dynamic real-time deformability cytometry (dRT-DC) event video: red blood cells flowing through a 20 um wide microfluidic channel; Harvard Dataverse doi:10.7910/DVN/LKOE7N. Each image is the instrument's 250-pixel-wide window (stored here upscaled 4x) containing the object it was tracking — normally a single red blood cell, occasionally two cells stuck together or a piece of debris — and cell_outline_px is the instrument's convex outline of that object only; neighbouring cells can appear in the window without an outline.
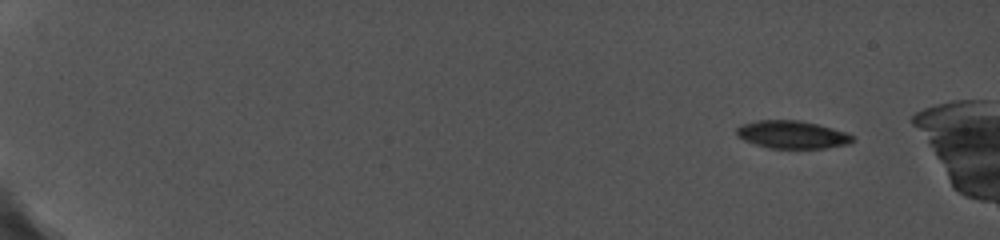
{"species": "common noctule bat (a hibernating species)", "species_latin": "Nyctalus noctula", "temperature_condition": "cold", "stored_images_in_passage": 12, "camera_frame_rate_fps": 5000, "um_per_image_px": 0.085, "animal": {"sex": "female", "body_mass_g": 19.0, "forearm_length_mm": 56.7}, "frame": {"image": 1, "passage_image": 1, "time_ms": 0.0, "image_size_px": [1000, 240], "cell_outline_px": [[856, 140], [848, 144], [824, 148], [768, 148], [744, 140], [736, 136], [736, 128], [740, 124], [756, 120], [800, 120], [832, 128], [856, 136]], "centroid_in_image_um": [67.32, 11.44], "position_along_channel_um": 17.7, "area_um2": 18.9}}
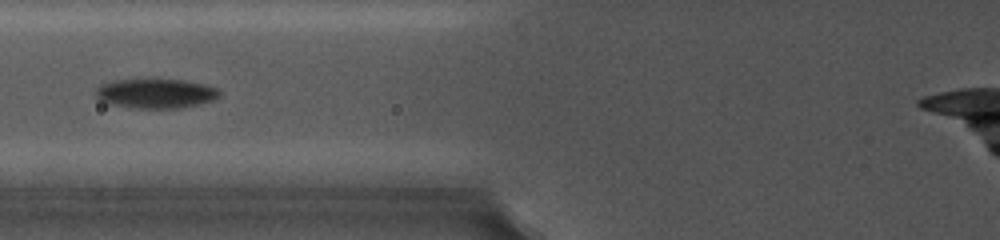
{"frame": {"image": 2, "passage_image": 9, "time_ms": 7.0, "image_size_px": [1000, 240], "cell_outline_px": [[220, 96], [212, 100], [196, 104], [176, 108], [136, 108], [108, 104], [100, 100], [96, 96], [96, 88], [100, 84], [108, 80], [136, 76], [152, 76], [184, 80], [204, 84], [216, 88], [220, 92]], "centroid_in_image_um": [13.13, 7.86], "position_along_channel_um": 112.7, "area_um2": 22.43}}
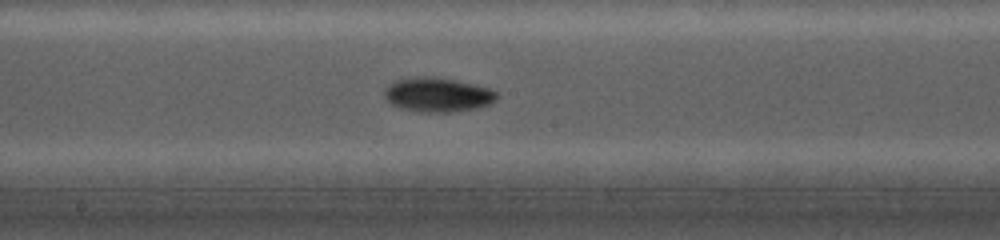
{"frame": {"image": 3, "passage_image": 12, "time_ms": 9.6, "image_size_px": [1000, 240], "cell_outline_px": [[500, 96], [496, 100], [488, 104], [476, 108], [452, 112], [424, 112], [400, 108], [392, 104], [384, 96], [384, 92], [396, 80], [420, 76], [432, 76], [456, 80], [476, 84], [488, 88], [496, 92]], "centroid_in_image_um": [37.24, 8.05], "position_along_channel_um": 211.0, "area_um2": 22.31}}